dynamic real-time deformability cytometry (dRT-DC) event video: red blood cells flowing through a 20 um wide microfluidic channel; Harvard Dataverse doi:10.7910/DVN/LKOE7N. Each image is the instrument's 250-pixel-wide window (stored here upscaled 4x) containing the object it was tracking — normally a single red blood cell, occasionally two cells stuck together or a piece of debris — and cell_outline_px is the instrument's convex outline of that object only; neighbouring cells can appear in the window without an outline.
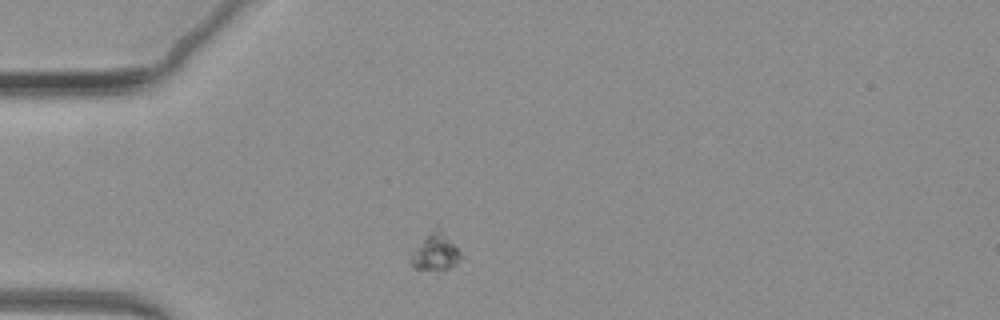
{"species": "common noctule bat (a hibernating species)", "species_latin": "Nyctalus noctula", "temperature_condition": "warm", "stored_images_in_passage": 51, "camera_frame_rate_fps": 3000, "um_per_image_px": 0.085, "animal": {"sex": "female", "body_mass_g": 19.3, "forearm_length_mm": 54.1}, "frame": {"image": 1, "passage_image": 1, "time_ms": 0.0, "image_size_px": [1000, 320], "cell_outline_px": [[460, 260], [456, 264], [448, 268], [412, 268], [408, 260], [412, 252], [436, 224], [440, 228], [460, 252]], "centroid_in_image_um": [36.97, 21.39], "position_along_channel_um": 48.0, "area_um2": 10.4}}
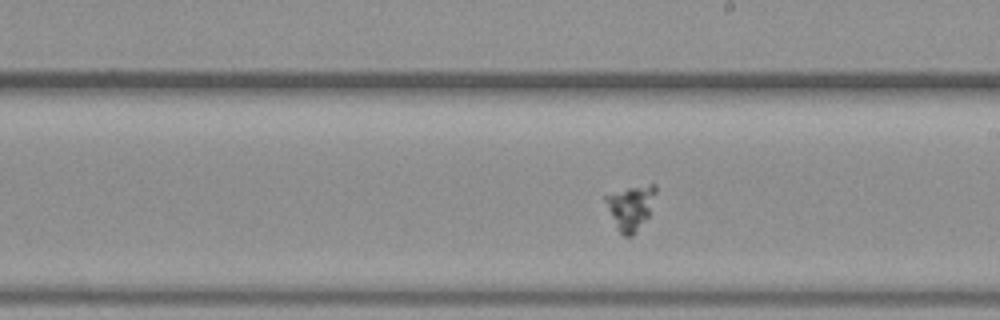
{"frame": {"image": 2, "passage_image": 22, "time_ms": 7.0, "image_size_px": [1000, 320], "cell_outline_px": [[656, 192], [648, 216], [636, 232], [632, 236], [624, 236], [616, 228], [604, 200], [604, 196], [628, 188], [652, 184], [656, 184]], "centroid_in_image_um": [53.6, 17.64], "position_along_channel_um": 235.4, "area_um2": 12.72}}
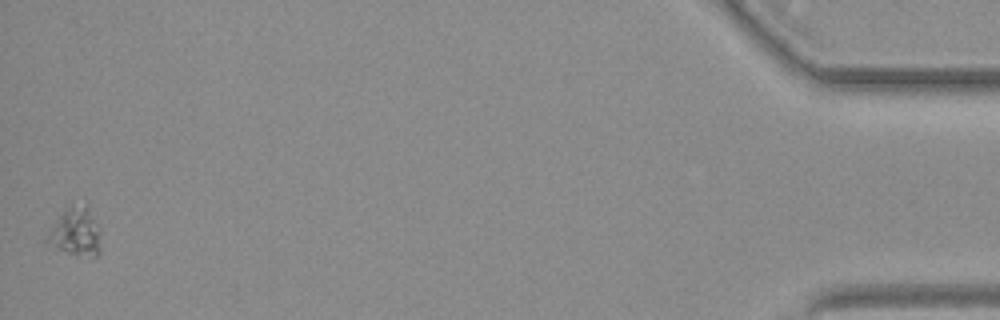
{"frame": {"image": 3, "passage_image": 51, "time_ms": 16.667, "image_size_px": [1000, 320], "cell_outline_px": [[100, 256], [76, 256], [44, 244], [44, 236], [68, 204], [72, 200], [88, 200], [100, 228]], "centroid_in_image_um": [6.44, 19.62], "position_along_channel_um": 428.8, "area_um2": 16.53}}